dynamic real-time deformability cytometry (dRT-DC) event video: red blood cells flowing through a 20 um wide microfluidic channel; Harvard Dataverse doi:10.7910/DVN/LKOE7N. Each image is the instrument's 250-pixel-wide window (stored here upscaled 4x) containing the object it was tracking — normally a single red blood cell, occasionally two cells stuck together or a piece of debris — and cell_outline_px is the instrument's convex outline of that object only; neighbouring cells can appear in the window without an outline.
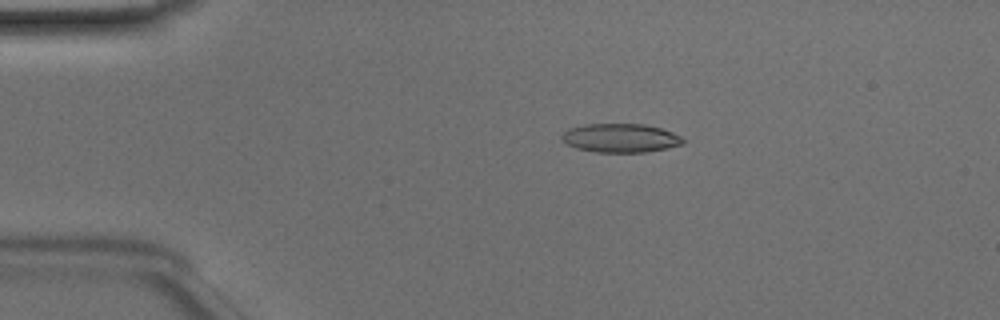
{"species": "Egyptian fruit bat (a non-hibernating species)", "species_latin": "Rousettus aegyptiacus", "temperature_condition": "room temperature", "stored_images_in_passage": 42, "camera_frame_rate_fps": 3000, "um_per_image_px": 0.085, "animal": {"sex": "male"}, "frame": {"image": 1, "passage_image": 3, "time_ms": 0.667, "image_size_px": [1000, 320], "cell_outline_px": [[684, 144], [644, 152], [596, 152], [576, 148], [568, 144], [560, 136], [568, 128], [584, 124], [644, 124], [660, 128], [672, 132], [680, 136], [684, 140]], "centroid_in_image_um": [52.72, 11.72], "position_along_channel_um": 32.3, "area_um2": 20.17}}
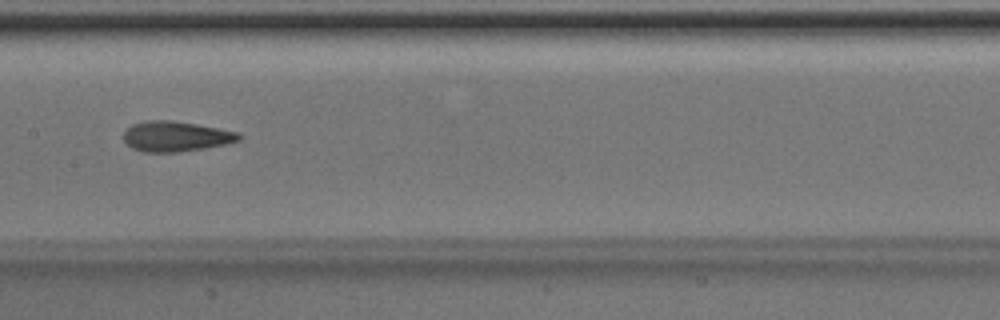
{"frame": {"image": 2, "passage_image": 18, "time_ms": 5.667, "image_size_px": [1000, 320], "cell_outline_px": [[240, 140], [224, 144], [204, 148], [180, 152], [144, 152], [132, 148], [124, 140], [124, 132], [132, 124], [144, 120], [172, 120], [196, 124], [240, 132]], "centroid_in_image_um": [14.93, 11.58], "position_along_channel_um": 192.5, "area_um2": 20.29}}
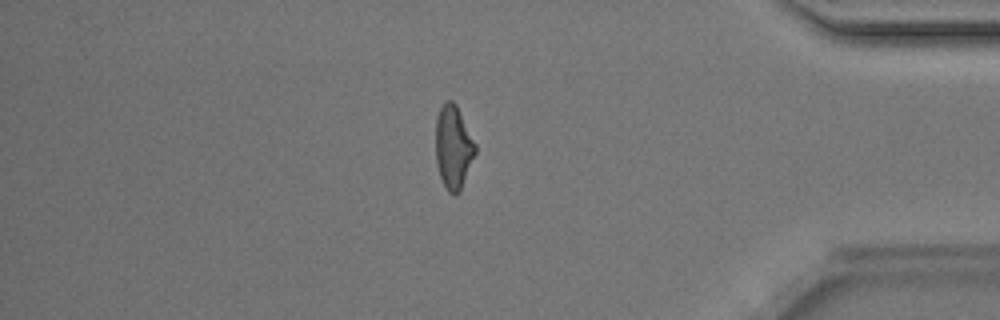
{"frame": {"image": 3, "passage_image": 35, "time_ms": 11.333, "image_size_px": [1000, 320], "cell_outline_px": [[476, 152], [460, 192], [456, 196], [448, 192], [440, 176], [436, 160], [436, 120], [440, 108], [444, 100], [452, 100], [456, 104], [476, 144]], "centroid_in_image_um": [38.54, 12.51], "position_along_channel_um": 396.7, "area_um2": 19.25}, "authors_computed_cell_mechanics": {"area_um2": 19.7387, "velocity_mm_per_s": 4.1508, "shape_relaxation_time_tau1_ms": 3.5928, "shape_relaxation_time_tau2_ms": 2.1403, "deformation_change_tau1": 0.1647, "deformation_change_tau2": 0.1055}}